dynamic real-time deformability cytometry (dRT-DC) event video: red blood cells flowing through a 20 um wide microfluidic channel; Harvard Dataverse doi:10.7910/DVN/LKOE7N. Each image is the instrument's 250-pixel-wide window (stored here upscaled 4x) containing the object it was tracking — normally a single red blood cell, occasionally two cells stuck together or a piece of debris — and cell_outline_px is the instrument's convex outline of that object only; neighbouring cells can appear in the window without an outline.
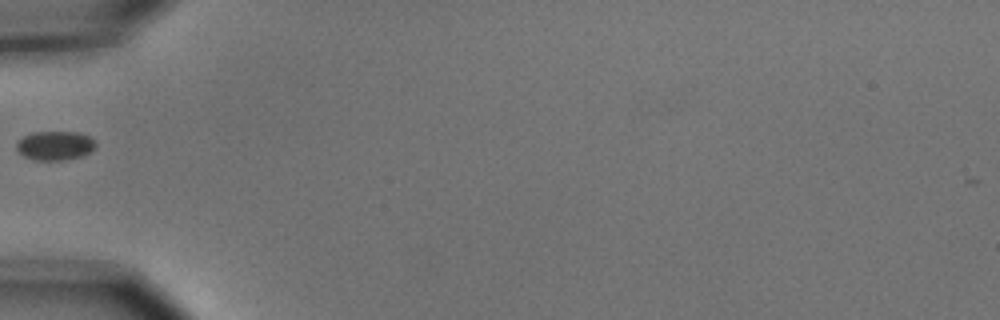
{"species": "common noctule bat (a hibernating species)", "species_latin": "Nyctalus noctula", "temperature_condition": "cold", "stored_images_in_passage": 37, "camera_frame_rate_fps": 3000, "um_per_image_px": 0.085, "animal": {"sex": "male", "body_mass_g": 15.6}, "frame": {"image": 1, "passage_image": 1, "time_ms": 0.0, "image_size_px": [1000, 320], "cell_outline_px": [[96, 148], [80, 156], [64, 160], [36, 160], [24, 156], [16, 148], [16, 144], [24, 136], [32, 132], [76, 132], [88, 136], [96, 140]], "centroid_in_image_um": [4.69, 12.37], "position_along_channel_um": 80.3, "area_um2": 13.29}}
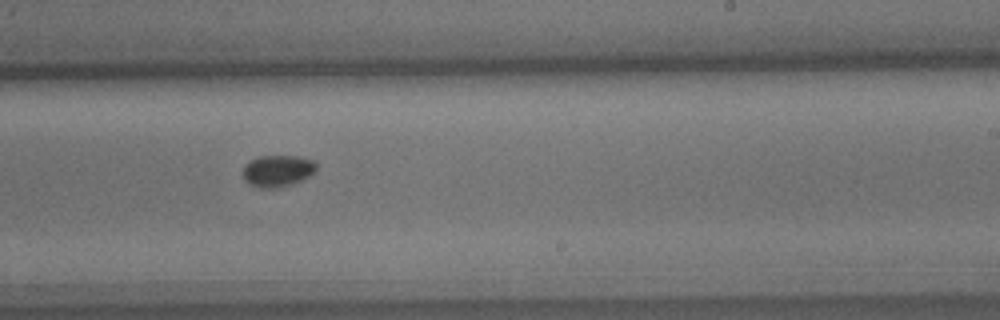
{"frame": {"image": 2, "passage_image": 16, "time_ms": 5.0, "image_size_px": [1000, 320], "cell_outline_px": [[316, 172], [292, 184], [276, 188], [260, 188], [248, 184], [244, 180], [244, 164], [248, 160], [256, 156], [296, 156], [312, 160], [316, 164]], "centroid_in_image_um": [23.56, 14.52], "position_along_channel_um": 265.4, "area_um2": 13.64}}
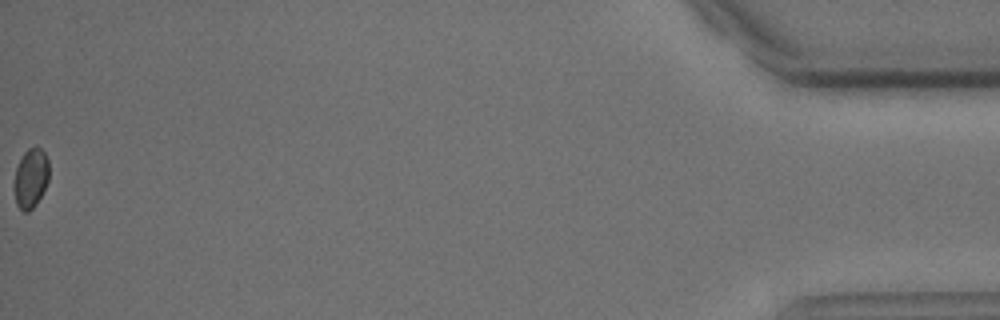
{"frame": {"image": 3, "passage_image": 37, "time_ms": 12.0, "image_size_px": [1000, 320], "cell_outline_px": [[48, 180], [36, 204], [28, 212], [24, 212], [16, 204], [12, 184], [16, 168], [24, 152], [28, 148], [36, 144], [44, 152], [48, 160]], "centroid_in_image_um": [2.58, 15.12], "position_along_channel_um": 432.6, "area_um2": 12.25}}